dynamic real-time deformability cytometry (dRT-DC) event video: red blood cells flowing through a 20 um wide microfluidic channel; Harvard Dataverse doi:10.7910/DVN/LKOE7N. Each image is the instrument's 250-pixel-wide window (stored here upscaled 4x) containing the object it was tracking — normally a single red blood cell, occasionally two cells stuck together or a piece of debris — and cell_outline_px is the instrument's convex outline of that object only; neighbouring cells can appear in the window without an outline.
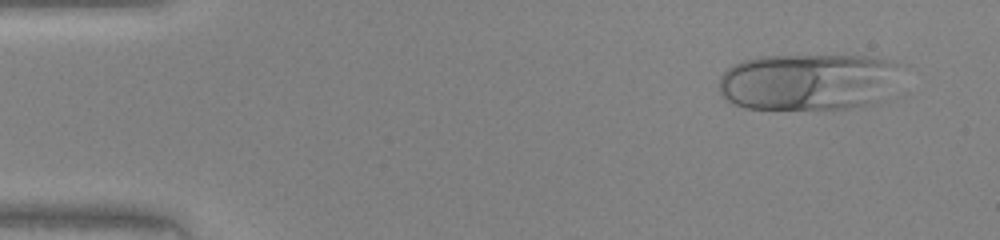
{"species": "human", "species_latin": "Homo sapiens", "temperature_condition": "warm", "stored_images_in_passage": 45, "camera_frame_rate_fps": 3000, "um_per_image_px": 0.085, "donor": {"sex": "female"}, "frame": {"image": 1, "passage_image": 3, "time_ms": 0.667, "image_size_px": [1000, 240], "cell_outline_px": [[912, 64], [880, 104], [848, 108], [744, 108], [732, 104], [724, 100], [720, 92], [720, 76], [732, 64], [744, 60], [760, 56], [868, 56], [892, 60]], "centroid_in_image_um": [68.88, 6.94], "position_along_channel_um": 16.1, "area_um2": 62.08}}
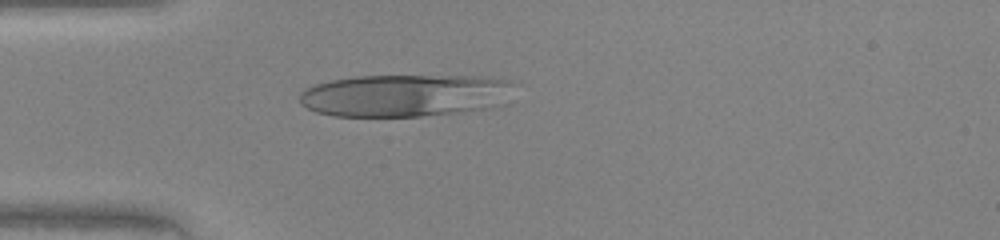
{"frame": {"image": 2, "passage_image": 12, "time_ms": 3.667, "image_size_px": [1000, 240], "cell_outline_px": [[512, 84], [488, 108], [460, 112], [420, 116], [332, 116], [316, 112], [300, 104], [300, 92], [304, 88], [316, 84], [332, 80], [356, 76], [484, 76], [512, 80]], "centroid_in_image_um": [34.24, 8.1], "position_along_channel_um": 50.8, "area_um2": 52.14}}
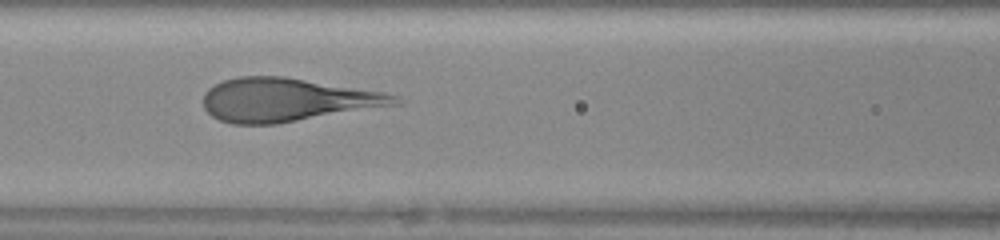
{"frame": {"image": 3, "passage_image": 19, "time_ms": 6.0, "image_size_px": [1000, 240], "cell_outline_px": [[404, 100], [400, 104], [276, 124], [232, 124], [220, 120], [212, 116], [204, 108], [204, 92], [208, 88], [224, 80], [240, 76], [284, 76], [384, 92], [396, 96]], "centroid_in_image_um": [24.39, 8.48], "position_along_channel_um": 142.2, "area_um2": 48.38}}